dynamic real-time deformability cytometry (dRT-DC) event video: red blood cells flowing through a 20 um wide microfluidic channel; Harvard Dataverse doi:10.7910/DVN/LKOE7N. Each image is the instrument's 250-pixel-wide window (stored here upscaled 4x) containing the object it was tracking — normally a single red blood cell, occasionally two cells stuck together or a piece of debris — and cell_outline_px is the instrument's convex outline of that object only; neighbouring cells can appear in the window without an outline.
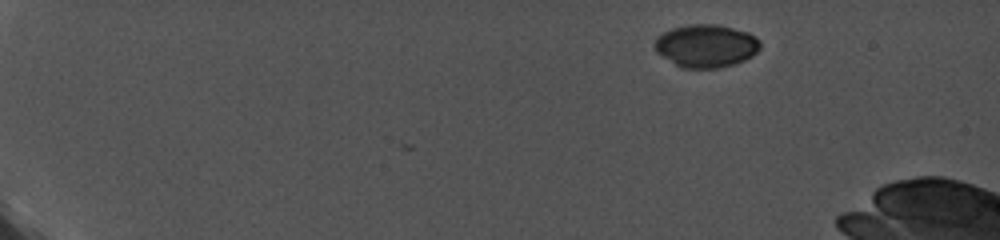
{"species": "common noctule bat (a hibernating species)", "species_latin": "Nyctalus noctula", "temperature_condition": "cold", "stored_images_in_passage": 3, "camera_frame_rate_fps": 5000, "um_per_image_px": 0.085, "animal": {"sex": "female", "body_mass_g": 19.0, "forearm_length_mm": 56.7}, "frame": {"image": 1, "passage_image": 1, "time_ms": 0.0, "image_size_px": [1000, 240], "cell_outline_px": [[760, 48], [752, 56], [736, 64], [720, 68], [680, 68], [656, 52], [652, 44], [656, 36], [672, 28], [688, 24], [716, 24], [748, 32], [756, 36], [760, 40]], "centroid_in_image_um": [59.99, 3.9], "position_along_channel_um": 25.0, "area_um2": 26.76}}